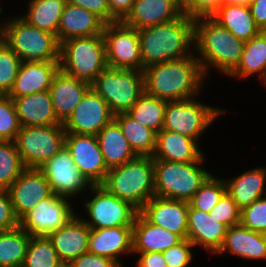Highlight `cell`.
<instances>
[{
    "label": "cell",
    "mask_w": 266,
    "mask_h": 267,
    "mask_svg": "<svg viewBox=\"0 0 266 267\" xmlns=\"http://www.w3.org/2000/svg\"><path fill=\"white\" fill-rule=\"evenodd\" d=\"M22 60L3 41L0 43V94L8 95L13 88Z\"/></svg>",
    "instance_id": "cell-41"
},
{
    "label": "cell",
    "mask_w": 266,
    "mask_h": 267,
    "mask_svg": "<svg viewBox=\"0 0 266 267\" xmlns=\"http://www.w3.org/2000/svg\"><path fill=\"white\" fill-rule=\"evenodd\" d=\"M89 236L90 227L78 214H75L64 226L47 235L60 261L69 263L88 252Z\"/></svg>",
    "instance_id": "cell-19"
},
{
    "label": "cell",
    "mask_w": 266,
    "mask_h": 267,
    "mask_svg": "<svg viewBox=\"0 0 266 267\" xmlns=\"http://www.w3.org/2000/svg\"><path fill=\"white\" fill-rule=\"evenodd\" d=\"M223 112L222 109L202 104L194 98L167 101L162 130L176 132L197 141Z\"/></svg>",
    "instance_id": "cell-10"
},
{
    "label": "cell",
    "mask_w": 266,
    "mask_h": 267,
    "mask_svg": "<svg viewBox=\"0 0 266 267\" xmlns=\"http://www.w3.org/2000/svg\"><path fill=\"white\" fill-rule=\"evenodd\" d=\"M248 6L256 26L266 31V0H252Z\"/></svg>",
    "instance_id": "cell-51"
},
{
    "label": "cell",
    "mask_w": 266,
    "mask_h": 267,
    "mask_svg": "<svg viewBox=\"0 0 266 267\" xmlns=\"http://www.w3.org/2000/svg\"><path fill=\"white\" fill-rule=\"evenodd\" d=\"M50 184L53 194L68 199L91 187L92 184L80 172L71 154L64 146L50 160L39 167Z\"/></svg>",
    "instance_id": "cell-14"
},
{
    "label": "cell",
    "mask_w": 266,
    "mask_h": 267,
    "mask_svg": "<svg viewBox=\"0 0 266 267\" xmlns=\"http://www.w3.org/2000/svg\"><path fill=\"white\" fill-rule=\"evenodd\" d=\"M227 227L211 217L209 213L189 205L187 217V239L196 247L217 253L222 247Z\"/></svg>",
    "instance_id": "cell-23"
},
{
    "label": "cell",
    "mask_w": 266,
    "mask_h": 267,
    "mask_svg": "<svg viewBox=\"0 0 266 267\" xmlns=\"http://www.w3.org/2000/svg\"><path fill=\"white\" fill-rule=\"evenodd\" d=\"M65 137L63 124L21 126L15 142L24 166L39 169L65 146Z\"/></svg>",
    "instance_id": "cell-9"
},
{
    "label": "cell",
    "mask_w": 266,
    "mask_h": 267,
    "mask_svg": "<svg viewBox=\"0 0 266 267\" xmlns=\"http://www.w3.org/2000/svg\"><path fill=\"white\" fill-rule=\"evenodd\" d=\"M96 139L108 170L137 157L114 119L96 135Z\"/></svg>",
    "instance_id": "cell-30"
},
{
    "label": "cell",
    "mask_w": 266,
    "mask_h": 267,
    "mask_svg": "<svg viewBox=\"0 0 266 267\" xmlns=\"http://www.w3.org/2000/svg\"><path fill=\"white\" fill-rule=\"evenodd\" d=\"M251 1L252 0H225V3L248 5Z\"/></svg>",
    "instance_id": "cell-53"
},
{
    "label": "cell",
    "mask_w": 266,
    "mask_h": 267,
    "mask_svg": "<svg viewBox=\"0 0 266 267\" xmlns=\"http://www.w3.org/2000/svg\"><path fill=\"white\" fill-rule=\"evenodd\" d=\"M26 169L15 141H0V189L10 185Z\"/></svg>",
    "instance_id": "cell-39"
},
{
    "label": "cell",
    "mask_w": 266,
    "mask_h": 267,
    "mask_svg": "<svg viewBox=\"0 0 266 267\" xmlns=\"http://www.w3.org/2000/svg\"><path fill=\"white\" fill-rule=\"evenodd\" d=\"M21 126H50L61 123L55 115L49 90L11 98Z\"/></svg>",
    "instance_id": "cell-27"
},
{
    "label": "cell",
    "mask_w": 266,
    "mask_h": 267,
    "mask_svg": "<svg viewBox=\"0 0 266 267\" xmlns=\"http://www.w3.org/2000/svg\"><path fill=\"white\" fill-rule=\"evenodd\" d=\"M191 247H194L193 243L188 239H183L162 252L167 267H188L193 258Z\"/></svg>",
    "instance_id": "cell-45"
},
{
    "label": "cell",
    "mask_w": 266,
    "mask_h": 267,
    "mask_svg": "<svg viewBox=\"0 0 266 267\" xmlns=\"http://www.w3.org/2000/svg\"><path fill=\"white\" fill-rule=\"evenodd\" d=\"M30 237L19 226L0 232V267H22Z\"/></svg>",
    "instance_id": "cell-37"
},
{
    "label": "cell",
    "mask_w": 266,
    "mask_h": 267,
    "mask_svg": "<svg viewBox=\"0 0 266 267\" xmlns=\"http://www.w3.org/2000/svg\"><path fill=\"white\" fill-rule=\"evenodd\" d=\"M71 264L74 267H120L110 258L98 256L89 252L77 257Z\"/></svg>",
    "instance_id": "cell-49"
},
{
    "label": "cell",
    "mask_w": 266,
    "mask_h": 267,
    "mask_svg": "<svg viewBox=\"0 0 266 267\" xmlns=\"http://www.w3.org/2000/svg\"><path fill=\"white\" fill-rule=\"evenodd\" d=\"M245 41L235 37L212 17L194 19V51L205 76L211 66L229 75L239 64ZM199 56V58H198Z\"/></svg>",
    "instance_id": "cell-3"
},
{
    "label": "cell",
    "mask_w": 266,
    "mask_h": 267,
    "mask_svg": "<svg viewBox=\"0 0 266 267\" xmlns=\"http://www.w3.org/2000/svg\"><path fill=\"white\" fill-rule=\"evenodd\" d=\"M67 2L95 13L105 23L117 22L111 16L108 0H67Z\"/></svg>",
    "instance_id": "cell-48"
},
{
    "label": "cell",
    "mask_w": 266,
    "mask_h": 267,
    "mask_svg": "<svg viewBox=\"0 0 266 267\" xmlns=\"http://www.w3.org/2000/svg\"><path fill=\"white\" fill-rule=\"evenodd\" d=\"M105 22L87 9L66 3L60 18L57 39L59 43L74 37L103 35Z\"/></svg>",
    "instance_id": "cell-24"
},
{
    "label": "cell",
    "mask_w": 266,
    "mask_h": 267,
    "mask_svg": "<svg viewBox=\"0 0 266 267\" xmlns=\"http://www.w3.org/2000/svg\"><path fill=\"white\" fill-rule=\"evenodd\" d=\"M21 124L13 100L0 96V141H15Z\"/></svg>",
    "instance_id": "cell-42"
},
{
    "label": "cell",
    "mask_w": 266,
    "mask_h": 267,
    "mask_svg": "<svg viewBox=\"0 0 266 267\" xmlns=\"http://www.w3.org/2000/svg\"><path fill=\"white\" fill-rule=\"evenodd\" d=\"M61 261L47 236H31L22 267H58Z\"/></svg>",
    "instance_id": "cell-38"
},
{
    "label": "cell",
    "mask_w": 266,
    "mask_h": 267,
    "mask_svg": "<svg viewBox=\"0 0 266 267\" xmlns=\"http://www.w3.org/2000/svg\"><path fill=\"white\" fill-rule=\"evenodd\" d=\"M58 267H74V266L69 262H61V264Z\"/></svg>",
    "instance_id": "cell-54"
},
{
    "label": "cell",
    "mask_w": 266,
    "mask_h": 267,
    "mask_svg": "<svg viewBox=\"0 0 266 267\" xmlns=\"http://www.w3.org/2000/svg\"><path fill=\"white\" fill-rule=\"evenodd\" d=\"M103 37L108 67L143 71L137 29L122 21L105 23Z\"/></svg>",
    "instance_id": "cell-12"
},
{
    "label": "cell",
    "mask_w": 266,
    "mask_h": 267,
    "mask_svg": "<svg viewBox=\"0 0 266 267\" xmlns=\"http://www.w3.org/2000/svg\"><path fill=\"white\" fill-rule=\"evenodd\" d=\"M70 201L56 194L41 200L19 220V227L31 236H47L64 226L76 213Z\"/></svg>",
    "instance_id": "cell-13"
},
{
    "label": "cell",
    "mask_w": 266,
    "mask_h": 267,
    "mask_svg": "<svg viewBox=\"0 0 266 267\" xmlns=\"http://www.w3.org/2000/svg\"><path fill=\"white\" fill-rule=\"evenodd\" d=\"M113 119L106 101L90 88L63 126L66 133L96 136Z\"/></svg>",
    "instance_id": "cell-15"
},
{
    "label": "cell",
    "mask_w": 266,
    "mask_h": 267,
    "mask_svg": "<svg viewBox=\"0 0 266 267\" xmlns=\"http://www.w3.org/2000/svg\"><path fill=\"white\" fill-rule=\"evenodd\" d=\"M143 70L193 55L194 18L182 13L172 21L138 30ZM189 50V51H188Z\"/></svg>",
    "instance_id": "cell-2"
},
{
    "label": "cell",
    "mask_w": 266,
    "mask_h": 267,
    "mask_svg": "<svg viewBox=\"0 0 266 267\" xmlns=\"http://www.w3.org/2000/svg\"><path fill=\"white\" fill-rule=\"evenodd\" d=\"M67 0H31L28 13L21 16L29 24L57 36L61 15Z\"/></svg>",
    "instance_id": "cell-35"
},
{
    "label": "cell",
    "mask_w": 266,
    "mask_h": 267,
    "mask_svg": "<svg viewBox=\"0 0 266 267\" xmlns=\"http://www.w3.org/2000/svg\"><path fill=\"white\" fill-rule=\"evenodd\" d=\"M182 5H184L188 0H178Z\"/></svg>",
    "instance_id": "cell-56"
},
{
    "label": "cell",
    "mask_w": 266,
    "mask_h": 267,
    "mask_svg": "<svg viewBox=\"0 0 266 267\" xmlns=\"http://www.w3.org/2000/svg\"><path fill=\"white\" fill-rule=\"evenodd\" d=\"M90 88V84L58 70L53 77L49 92L55 115L61 123L73 113Z\"/></svg>",
    "instance_id": "cell-22"
},
{
    "label": "cell",
    "mask_w": 266,
    "mask_h": 267,
    "mask_svg": "<svg viewBox=\"0 0 266 267\" xmlns=\"http://www.w3.org/2000/svg\"><path fill=\"white\" fill-rule=\"evenodd\" d=\"M135 0H108L111 16L117 21H123L131 12Z\"/></svg>",
    "instance_id": "cell-50"
},
{
    "label": "cell",
    "mask_w": 266,
    "mask_h": 267,
    "mask_svg": "<svg viewBox=\"0 0 266 267\" xmlns=\"http://www.w3.org/2000/svg\"><path fill=\"white\" fill-rule=\"evenodd\" d=\"M65 147L80 172L92 185L105 181L108 168L95 135L66 133Z\"/></svg>",
    "instance_id": "cell-16"
},
{
    "label": "cell",
    "mask_w": 266,
    "mask_h": 267,
    "mask_svg": "<svg viewBox=\"0 0 266 267\" xmlns=\"http://www.w3.org/2000/svg\"><path fill=\"white\" fill-rule=\"evenodd\" d=\"M19 226L15 217L8 190L0 189V232L9 231Z\"/></svg>",
    "instance_id": "cell-47"
},
{
    "label": "cell",
    "mask_w": 266,
    "mask_h": 267,
    "mask_svg": "<svg viewBox=\"0 0 266 267\" xmlns=\"http://www.w3.org/2000/svg\"><path fill=\"white\" fill-rule=\"evenodd\" d=\"M145 92L166 101L195 98L206 78L196 55L144 68Z\"/></svg>",
    "instance_id": "cell-1"
},
{
    "label": "cell",
    "mask_w": 266,
    "mask_h": 267,
    "mask_svg": "<svg viewBox=\"0 0 266 267\" xmlns=\"http://www.w3.org/2000/svg\"><path fill=\"white\" fill-rule=\"evenodd\" d=\"M224 4L225 0H188L183 5V13L194 19L211 17Z\"/></svg>",
    "instance_id": "cell-46"
},
{
    "label": "cell",
    "mask_w": 266,
    "mask_h": 267,
    "mask_svg": "<svg viewBox=\"0 0 266 267\" xmlns=\"http://www.w3.org/2000/svg\"><path fill=\"white\" fill-rule=\"evenodd\" d=\"M203 161V156L192 163L154 160L155 196L189 202L211 175L199 167Z\"/></svg>",
    "instance_id": "cell-7"
},
{
    "label": "cell",
    "mask_w": 266,
    "mask_h": 267,
    "mask_svg": "<svg viewBox=\"0 0 266 267\" xmlns=\"http://www.w3.org/2000/svg\"><path fill=\"white\" fill-rule=\"evenodd\" d=\"M198 141L182 134L161 130L157 133L154 160L168 162H197L204 154L199 150Z\"/></svg>",
    "instance_id": "cell-26"
},
{
    "label": "cell",
    "mask_w": 266,
    "mask_h": 267,
    "mask_svg": "<svg viewBox=\"0 0 266 267\" xmlns=\"http://www.w3.org/2000/svg\"><path fill=\"white\" fill-rule=\"evenodd\" d=\"M167 101L144 92L126 112L136 122L159 133L164 124Z\"/></svg>",
    "instance_id": "cell-36"
},
{
    "label": "cell",
    "mask_w": 266,
    "mask_h": 267,
    "mask_svg": "<svg viewBox=\"0 0 266 267\" xmlns=\"http://www.w3.org/2000/svg\"><path fill=\"white\" fill-rule=\"evenodd\" d=\"M3 42L23 62H59L57 36L38 29L22 17L13 18L3 25Z\"/></svg>",
    "instance_id": "cell-6"
},
{
    "label": "cell",
    "mask_w": 266,
    "mask_h": 267,
    "mask_svg": "<svg viewBox=\"0 0 266 267\" xmlns=\"http://www.w3.org/2000/svg\"><path fill=\"white\" fill-rule=\"evenodd\" d=\"M226 192L225 180L211 174L191 198L189 205L209 213Z\"/></svg>",
    "instance_id": "cell-40"
},
{
    "label": "cell",
    "mask_w": 266,
    "mask_h": 267,
    "mask_svg": "<svg viewBox=\"0 0 266 267\" xmlns=\"http://www.w3.org/2000/svg\"><path fill=\"white\" fill-rule=\"evenodd\" d=\"M182 13L183 5L178 0H135L122 22L139 30L172 21Z\"/></svg>",
    "instance_id": "cell-20"
},
{
    "label": "cell",
    "mask_w": 266,
    "mask_h": 267,
    "mask_svg": "<svg viewBox=\"0 0 266 267\" xmlns=\"http://www.w3.org/2000/svg\"><path fill=\"white\" fill-rule=\"evenodd\" d=\"M183 238L162 227L149 223L140 213L133 225V253L164 252Z\"/></svg>",
    "instance_id": "cell-29"
},
{
    "label": "cell",
    "mask_w": 266,
    "mask_h": 267,
    "mask_svg": "<svg viewBox=\"0 0 266 267\" xmlns=\"http://www.w3.org/2000/svg\"><path fill=\"white\" fill-rule=\"evenodd\" d=\"M140 258L138 259V267H167L163 253L161 252H147L139 253Z\"/></svg>",
    "instance_id": "cell-52"
},
{
    "label": "cell",
    "mask_w": 266,
    "mask_h": 267,
    "mask_svg": "<svg viewBox=\"0 0 266 267\" xmlns=\"http://www.w3.org/2000/svg\"><path fill=\"white\" fill-rule=\"evenodd\" d=\"M254 74L262 81L266 79V31H260L245 42L241 60L228 76L242 78Z\"/></svg>",
    "instance_id": "cell-33"
},
{
    "label": "cell",
    "mask_w": 266,
    "mask_h": 267,
    "mask_svg": "<svg viewBox=\"0 0 266 267\" xmlns=\"http://www.w3.org/2000/svg\"><path fill=\"white\" fill-rule=\"evenodd\" d=\"M101 185L112 195L140 210L155 196L154 159L137 156L121 166L111 168Z\"/></svg>",
    "instance_id": "cell-4"
},
{
    "label": "cell",
    "mask_w": 266,
    "mask_h": 267,
    "mask_svg": "<svg viewBox=\"0 0 266 267\" xmlns=\"http://www.w3.org/2000/svg\"><path fill=\"white\" fill-rule=\"evenodd\" d=\"M233 253L244 259L266 260V236L241 224L227 228L222 247L216 254Z\"/></svg>",
    "instance_id": "cell-28"
},
{
    "label": "cell",
    "mask_w": 266,
    "mask_h": 267,
    "mask_svg": "<svg viewBox=\"0 0 266 267\" xmlns=\"http://www.w3.org/2000/svg\"><path fill=\"white\" fill-rule=\"evenodd\" d=\"M7 190L18 220L53 194L45 175L37 168H26Z\"/></svg>",
    "instance_id": "cell-17"
},
{
    "label": "cell",
    "mask_w": 266,
    "mask_h": 267,
    "mask_svg": "<svg viewBox=\"0 0 266 267\" xmlns=\"http://www.w3.org/2000/svg\"><path fill=\"white\" fill-rule=\"evenodd\" d=\"M240 224L252 231L266 233V196L241 210Z\"/></svg>",
    "instance_id": "cell-43"
},
{
    "label": "cell",
    "mask_w": 266,
    "mask_h": 267,
    "mask_svg": "<svg viewBox=\"0 0 266 267\" xmlns=\"http://www.w3.org/2000/svg\"><path fill=\"white\" fill-rule=\"evenodd\" d=\"M211 217L224 224L227 228L240 224L241 210L226 192L220 201L209 212Z\"/></svg>",
    "instance_id": "cell-44"
},
{
    "label": "cell",
    "mask_w": 266,
    "mask_h": 267,
    "mask_svg": "<svg viewBox=\"0 0 266 267\" xmlns=\"http://www.w3.org/2000/svg\"><path fill=\"white\" fill-rule=\"evenodd\" d=\"M266 169L264 167L248 170L230 181L225 180L227 193L242 210L253 201L266 196ZM265 192V193H264Z\"/></svg>",
    "instance_id": "cell-31"
},
{
    "label": "cell",
    "mask_w": 266,
    "mask_h": 267,
    "mask_svg": "<svg viewBox=\"0 0 266 267\" xmlns=\"http://www.w3.org/2000/svg\"><path fill=\"white\" fill-rule=\"evenodd\" d=\"M60 70L92 84L108 67L103 35L74 37L60 43Z\"/></svg>",
    "instance_id": "cell-5"
},
{
    "label": "cell",
    "mask_w": 266,
    "mask_h": 267,
    "mask_svg": "<svg viewBox=\"0 0 266 267\" xmlns=\"http://www.w3.org/2000/svg\"><path fill=\"white\" fill-rule=\"evenodd\" d=\"M59 69V62H22L8 96L16 98L49 90Z\"/></svg>",
    "instance_id": "cell-25"
},
{
    "label": "cell",
    "mask_w": 266,
    "mask_h": 267,
    "mask_svg": "<svg viewBox=\"0 0 266 267\" xmlns=\"http://www.w3.org/2000/svg\"><path fill=\"white\" fill-rule=\"evenodd\" d=\"M1 15V14H0ZM1 23V22H0ZM2 25V26H1ZM0 25V43L3 41V24Z\"/></svg>",
    "instance_id": "cell-55"
},
{
    "label": "cell",
    "mask_w": 266,
    "mask_h": 267,
    "mask_svg": "<svg viewBox=\"0 0 266 267\" xmlns=\"http://www.w3.org/2000/svg\"><path fill=\"white\" fill-rule=\"evenodd\" d=\"M90 192L95 194L84 206L90 220L85 223L92 229L133 226L139 210L128 201L112 195L101 184L92 185Z\"/></svg>",
    "instance_id": "cell-11"
},
{
    "label": "cell",
    "mask_w": 266,
    "mask_h": 267,
    "mask_svg": "<svg viewBox=\"0 0 266 267\" xmlns=\"http://www.w3.org/2000/svg\"><path fill=\"white\" fill-rule=\"evenodd\" d=\"M189 202L152 197L139 213L151 224L187 239Z\"/></svg>",
    "instance_id": "cell-18"
},
{
    "label": "cell",
    "mask_w": 266,
    "mask_h": 267,
    "mask_svg": "<svg viewBox=\"0 0 266 267\" xmlns=\"http://www.w3.org/2000/svg\"><path fill=\"white\" fill-rule=\"evenodd\" d=\"M123 135L137 156L152 157L156 148L157 133L136 122L127 113L114 115Z\"/></svg>",
    "instance_id": "cell-34"
},
{
    "label": "cell",
    "mask_w": 266,
    "mask_h": 267,
    "mask_svg": "<svg viewBox=\"0 0 266 267\" xmlns=\"http://www.w3.org/2000/svg\"><path fill=\"white\" fill-rule=\"evenodd\" d=\"M211 17L245 42L260 32L248 5L225 3Z\"/></svg>",
    "instance_id": "cell-32"
},
{
    "label": "cell",
    "mask_w": 266,
    "mask_h": 267,
    "mask_svg": "<svg viewBox=\"0 0 266 267\" xmlns=\"http://www.w3.org/2000/svg\"><path fill=\"white\" fill-rule=\"evenodd\" d=\"M91 88L106 101L114 115L126 113L145 92L144 73L107 67L95 78Z\"/></svg>",
    "instance_id": "cell-8"
},
{
    "label": "cell",
    "mask_w": 266,
    "mask_h": 267,
    "mask_svg": "<svg viewBox=\"0 0 266 267\" xmlns=\"http://www.w3.org/2000/svg\"><path fill=\"white\" fill-rule=\"evenodd\" d=\"M132 237L133 226L90 228L88 252L110 258L122 267L120 254L133 252Z\"/></svg>",
    "instance_id": "cell-21"
}]
</instances>
